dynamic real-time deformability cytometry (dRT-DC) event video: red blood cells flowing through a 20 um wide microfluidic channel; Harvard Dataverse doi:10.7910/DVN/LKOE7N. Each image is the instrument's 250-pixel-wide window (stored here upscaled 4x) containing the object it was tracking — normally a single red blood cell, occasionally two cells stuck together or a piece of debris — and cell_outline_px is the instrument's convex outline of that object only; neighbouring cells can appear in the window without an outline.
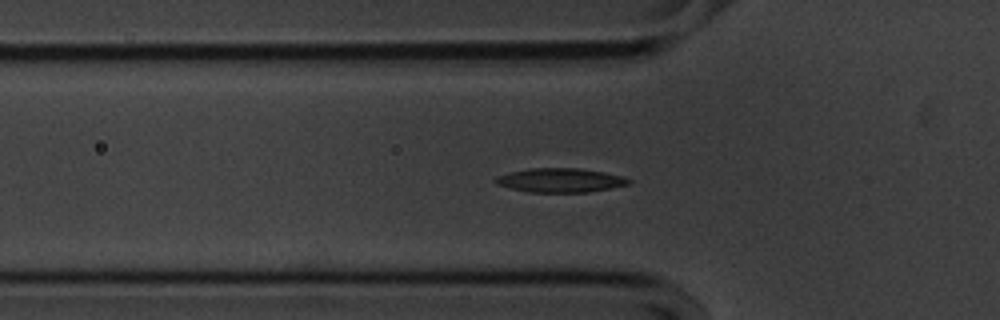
{"species": "common noctule bat (a hibernating species)", "species_latin": "Nyctalus noctula", "temperature_condition": "cold", "stored_images_in_passage": 56, "segment_of_instrument_passage": [1, 2], "camera_frame_rate_fps": 3000, "um_per_image_px": 0.085, "animal": {"sex": "male", "body_mass_g": 20.1, "forearm_length_mm": 53.5}, "frame": {"image": 1, "passage_image": 17, "time_ms": 5.333, "image_size_px": [1000, 320], "cell_outline_px": [[632, 180], [628, 184], [612, 188], [588, 192], [528, 192], [496, 184], [492, 180], [496, 176], [528, 168], [580, 168], [604, 172], [624, 176]], "centroid_in_image_um": [47.64, 15.32], "position_along_channel_um": 78.2, "area_um2": 18.73}}
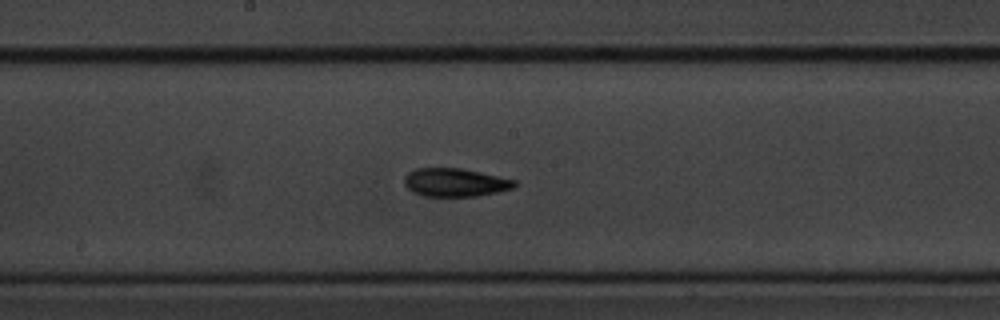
{"frame": {"image": 2, "passage_image": 28, "time_ms": 9.0, "image_size_px": [1000, 320], "cell_outline_px": [[516, 184], [512, 188], [500, 192], [476, 196], [424, 196], [412, 192], [404, 184], [404, 176], [408, 172], [416, 168], [460, 168], [480, 172], [516, 180]], "centroid_in_image_um": [38.67, 15.51], "position_along_channel_um": 209.5, "area_um2": 18.21}}
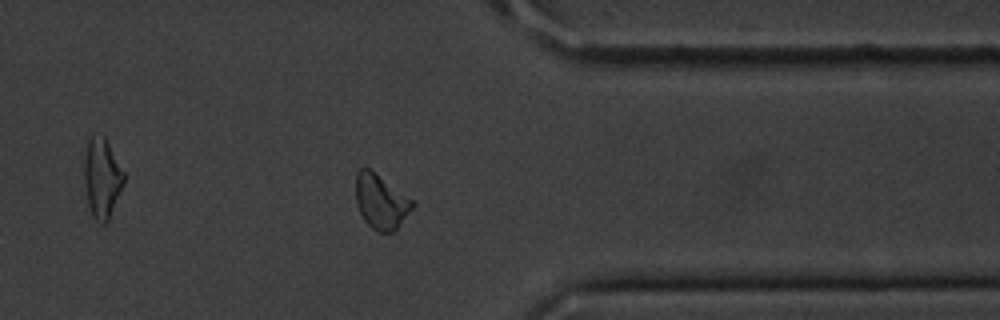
{"frame": {"image": 3, "passage_image": 43, "time_ms": 14.0, "image_size_px": [1000, 320], "cell_outline_px": [[416, 204], [396, 228], [392, 232], [376, 232], [364, 220], [356, 204], [356, 172], [360, 168], [368, 168], [416, 200]], "centroid_in_image_um": [32.39, 17.13], "position_along_channel_um": 379.0, "area_um2": 18.09}}